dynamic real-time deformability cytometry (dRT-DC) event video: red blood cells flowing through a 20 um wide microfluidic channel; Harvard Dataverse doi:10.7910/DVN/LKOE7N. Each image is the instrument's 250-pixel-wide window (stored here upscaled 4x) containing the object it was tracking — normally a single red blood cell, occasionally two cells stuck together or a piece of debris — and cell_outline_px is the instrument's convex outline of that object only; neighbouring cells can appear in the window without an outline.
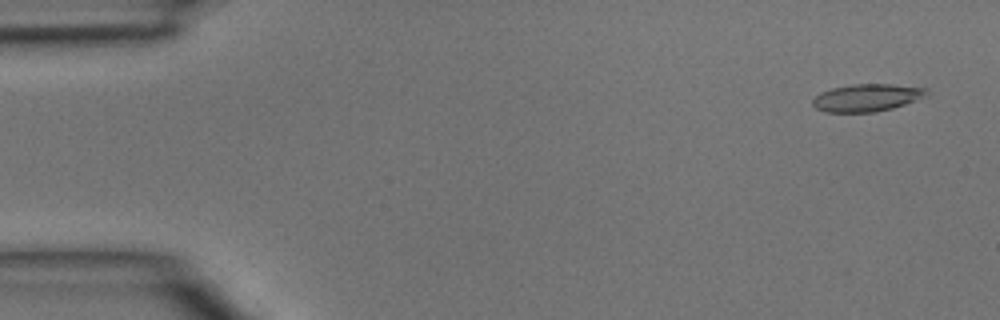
{"species": "common noctule bat (a hibernating species)", "species_latin": "Nyctalus noctula", "temperature_condition": "room temperature", "stored_images_in_passage": 14, "camera_frame_rate_fps": 3000, "um_per_image_px": 0.085, "animal": {"sex": "male", "body_mass_g": 15.6}, "frame": {"image": 1, "passage_image": 2, "time_ms": 0.333, "image_size_px": [1000, 320], "cell_outline_px": [[928, 96], [892, 108], [876, 112], [824, 112], [816, 108], [812, 104], [812, 100], [820, 92], [832, 88], [856, 84], [892, 84], [928, 88]], "centroid_in_image_um": [73.7, 8.3], "position_along_channel_um": 11.3, "area_um2": 18.26}}
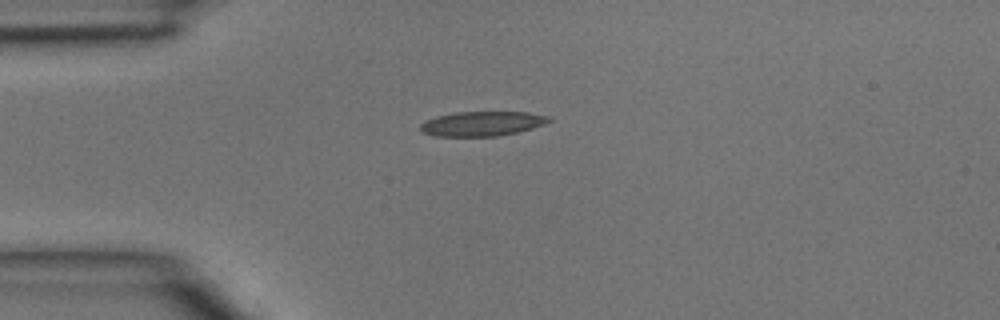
{"frame": {"image": 2, "passage_image": 11, "time_ms": 3.333, "image_size_px": [1000, 320], "cell_outline_px": [[552, 120], [544, 124], [532, 128], [516, 132], [496, 136], [436, 136], [424, 132], [420, 128], [420, 124], [424, 120], [436, 116], [456, 112], [528, 112], [552, 116]], "centroid_in_image_um": [41.0, 10.5], "position_along_channel_um": 44.0, "area_um2": 18.44}}